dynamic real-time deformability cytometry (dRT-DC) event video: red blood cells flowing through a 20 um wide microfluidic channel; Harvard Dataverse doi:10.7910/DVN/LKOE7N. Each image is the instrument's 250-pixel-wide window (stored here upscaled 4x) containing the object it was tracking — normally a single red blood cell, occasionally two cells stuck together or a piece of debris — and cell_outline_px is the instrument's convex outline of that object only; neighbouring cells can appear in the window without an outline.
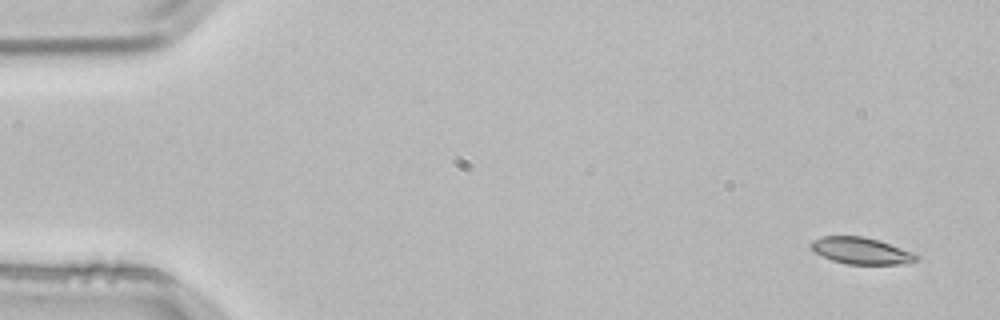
{"species": "common noctule bat (a hibernating species)", "species_latin": "Nyctalus noctula", "temperature_condition": "room temperature", "stored_images_in_passage": 4, "camera_frame_rate_fps": 3000, "um_per_image_px": 0.085, "animal": {"sex": "male", "body_mass_g": 21.5, "forearm_length_mm": 52.0}, "frame": {"image": 1, "passage_image": 1, "time_ms": 0.0, "image_size_px": [1000, 320], "cell_outline_px": [[920, 256], [916, 260], [908, 264], [848, 264], [832, 260], [816, 252], [812, 248], [812, 240], [824, 236], [864, 236], [880, 240], [912, 252]], "centroid_in_image_um": [73.25, 21.31], "position_along_channel_um": 11.8, "area_um2": 16.24}}
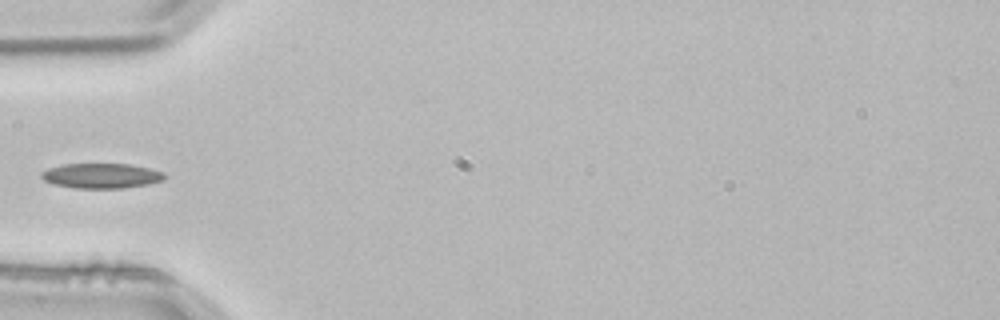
{"frame": {"image": 2, "passage_image": 4, "time_ms": 1.0, "image_size_px": [1000, 320], "cell_outline_px": [[164, 180], [148, 184], [124, 188], [72, 188], [52, 184], [44, 180], [40, 176], [40, 172], [48, 168], [64, 164], [132, 164], [164, 172]], "centroid_in_image_um": [8.58, 14.94], "position_along_channel_um": 76.4, "area_um2": 18.03}}